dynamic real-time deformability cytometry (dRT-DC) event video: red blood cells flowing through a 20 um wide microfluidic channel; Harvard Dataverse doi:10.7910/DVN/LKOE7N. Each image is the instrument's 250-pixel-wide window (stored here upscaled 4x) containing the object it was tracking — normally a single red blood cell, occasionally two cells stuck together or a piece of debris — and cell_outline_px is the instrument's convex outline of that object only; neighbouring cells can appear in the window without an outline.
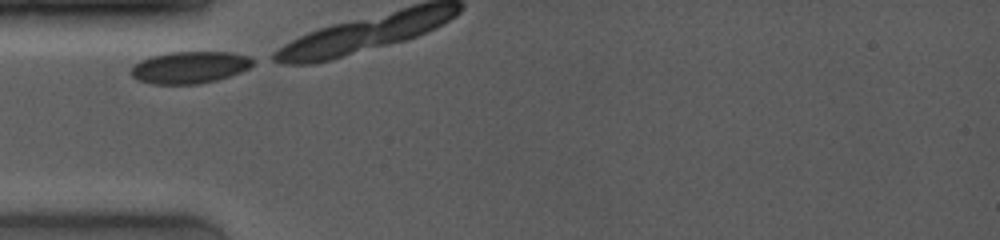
{"species": "common noctule bat (a hibernating species)", "species_latin": "Nyctalus noctula", "temperature_condition": "room temperature", "stored_images_in_passage": 3, "camera_frame_rate_fps": 4000, "um_per_image_px": 0.085, "animal": {"sex": "female", "body_mass_g": 19.0, "forearm_length_mm": 53.3}, "frame": {"image": 1, "passage_image": 1, "time_ms": 0.0, "image_size_px": [1000, 240], "cell_outline_px": [[256, 60], [248, 68], [240, 72], [216, 80], [196, 84], [152, 84], [140, 80], [132, 76], [128, 72], [132, 64], [140, 60], [152, 56], [168, 52], [232, 52], [248, 56]], "centroid_in_image_um": [16.09, 5.72], "position_along_channel_um": 68.9, "area_um2": 22.77}}